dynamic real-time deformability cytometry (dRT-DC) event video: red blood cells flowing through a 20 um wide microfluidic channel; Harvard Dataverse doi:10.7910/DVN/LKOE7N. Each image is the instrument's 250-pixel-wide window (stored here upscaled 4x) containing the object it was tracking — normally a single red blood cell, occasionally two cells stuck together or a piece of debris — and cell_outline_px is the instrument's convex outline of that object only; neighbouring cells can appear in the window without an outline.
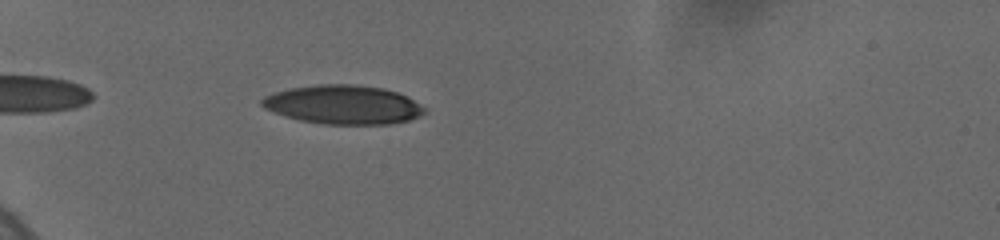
{"species": "human", "species_latin": "Homo sapiens", "temperature_condition": "cold", "stored_images_in_passage": 43, "camera_frame_rate_fps": 3000, "um_per_image_px": 0.085, "donor": {"sex": "female"}, "frame": {"image": 1, "passage_image": 4, "time_ms": 1.0, "image_size_px": [1000, 240], "cell_outline_px": [[424, 112], [408, 120], [388, 124], [320, 124], [300, 120], [284, 116], [272, 112], [264, 108], [260, 104], [260, 100], [264, 96], [276, 92], [292, 88], [320, 84], [356, 84], [384, 88], [396, 92], [412, 100], [424, 108]], "centroid_in_image_um": [29.09, 8.9], "position_along_channel_um": 55.9, "area_um2": 36.59}}
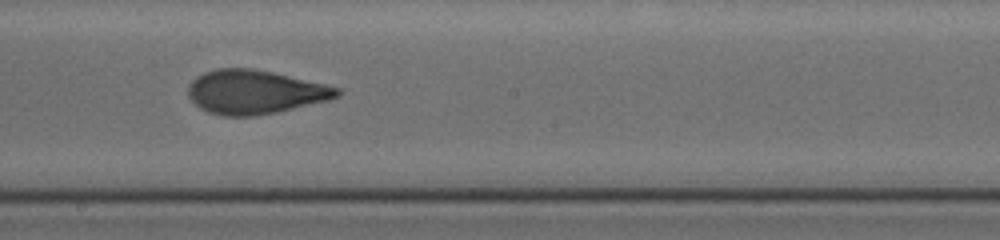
{"frame": {"image": 2, "passage_image": 23, "time_ms": 6.333, "image_size_px": [1000, 240], "cell_outline_px": [[340, 96], [328, 100], [276, 112], [252, 116], [224, 116], [208, 112], [200, 108], [188, 96], [188, 84], [196, 76], [204, 72], [216, 68], [252, 68], [272, 72], [324, 84], [340, 88]], "centroid_in_image_um": [21.63, 7.81], "position_along_channel_um": 226.6, "area_um2": 37.92}}
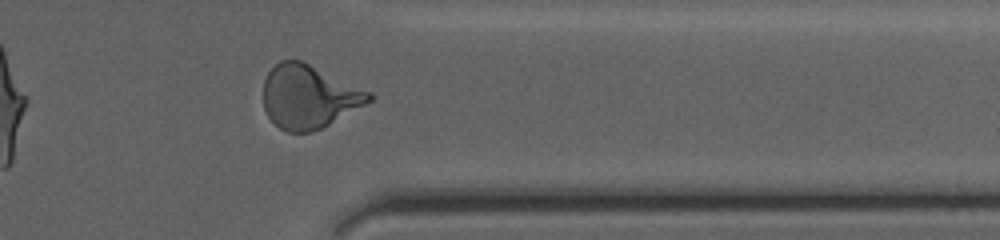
{"frame": {"image": 3, "passage_image": 39, "time_ms": 10.667, "image_size_px": [1000, 240], "cell_outline_px": [[376, 96], [372, 100], [328, 124], [312, 132], [288, 132], [280, 128], [268, 116], [264, 108], [264, 80], [268, 72], [280, 60], [300, 60], [372, 92]], "centroid_in_image_um": [26.25, 8.21], "position_along_channel_um": 385.2, "area_um2": 38.61}, "authors_computed_cell_mechanics": {"area_um2": 37.7434, "velocity_mm_per_s": 3.7067, "shape_relaxation_time_tau1_ms": 4.6226, "shape_relaxation_time_tau2_ms": 0.9046, "deformation_change_tau1": 0.1934, "deformation_change_tau2": 0.0697}}